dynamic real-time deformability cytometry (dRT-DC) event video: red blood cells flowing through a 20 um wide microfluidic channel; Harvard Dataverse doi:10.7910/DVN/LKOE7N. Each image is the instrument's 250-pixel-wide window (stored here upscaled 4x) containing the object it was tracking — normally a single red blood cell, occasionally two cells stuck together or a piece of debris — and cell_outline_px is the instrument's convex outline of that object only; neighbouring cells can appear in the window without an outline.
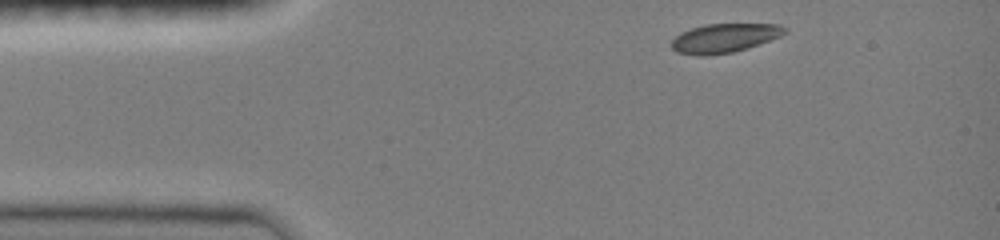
{"species": "common noctule bat (a hibernating species)", "species_latin": "Nyctalus noctula", "temperature_condition": "room temperature", "stored_images_in_passage": 6, "camera_frame_rate_fps": 3000, "um_per_image_px": 0.085, "animal": {"sex": "female", "body_mass_g": 19.0, "forearm_length_mm": 51.5}, "frame": {"image": 1, "passage_image": 1, "time_ms": 0.0, "image_size_px": [1000, 240], "cell_outline_px": [[788, 32], [780, 36], [748, 48], [732, 52], [704, 56], [700, 56], [676, 52], [672, 48], [672, 40], [680, 32], [704, 24], [780, 24], [788, 28]], "centroid_in_image_um": [61.59, 3.23], "position_along_channel_um": 23.4, "area_um2": 19.19}}
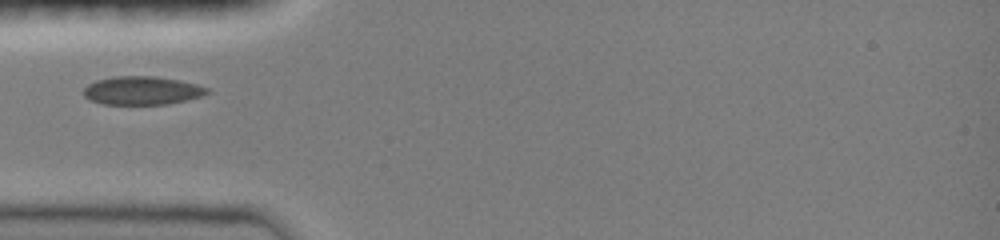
{"frame": {"image": 2, "passage_image": 5, "time_ms": 2.667, "image_size_px": [1000, 240], "cell_outline_px": [[212, 92], [200, 96], [168, 104], [104, 104], [88, 100], [84, 96], [84, 88], [88, 84], [96, 80], [112, 76], [156, 76], [180, 80], [196, 84], [208, 88]], "centroid_in_image_um": [12.06, 7.69], "position_along_channel_um": 72.9, "area_um2": 20.52}}